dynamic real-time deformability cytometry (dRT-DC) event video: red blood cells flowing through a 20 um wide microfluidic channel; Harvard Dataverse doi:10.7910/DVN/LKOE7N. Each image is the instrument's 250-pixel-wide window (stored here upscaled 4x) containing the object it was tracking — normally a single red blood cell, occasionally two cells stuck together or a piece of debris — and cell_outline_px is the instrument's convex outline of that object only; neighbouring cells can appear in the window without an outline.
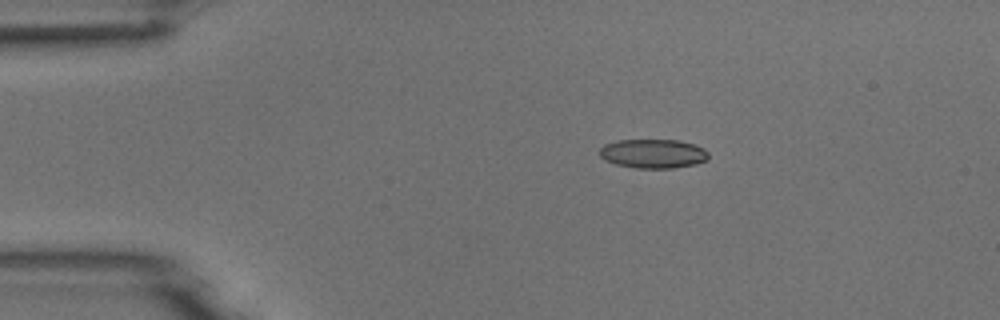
{"species": "common noctule bat (a hibernating species)", "species_latin": "Nyctalus noctula", "temperature_condition": "room temperature", "stored_images_in_passage": 8, "camera_frame_rate_fps": 3000, "um_per_image_px": 0.085, "animal": {"sex": "male", "body_mass_g": 18.8}, "frame": {"image": 1, "passage_image": 3, "time_ms": 0.667, "image_size_px": [1000, 320], "cell_outline_px": [[708, 160], [696, 164], [672, 168], [636, 168], [616, 164], [604, 160], [600, 156], [600, 148], [604, 144], [616, 140], [676, 140], [692, 144], [704, 148], [708, 152]], "centroid_in_image_um": [55.5, 13.06], "position_along_channel_um": 29.5, "area_um2": 18.5}}
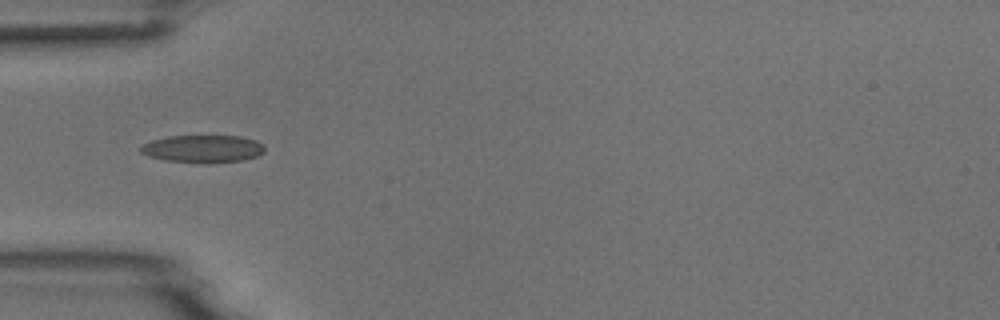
{"frame": {"image": 2, "passage_image": 5, "time_ms": 1.333, "image_size_px": [1000, 320], "cell_outline_px": [[264, 152], [256, 156], [244, 160], [212, 164], [200, 164], [168, 160], [148, 156], [140, 152], [140, 148], [144, 144], [152, 140], [168, 136], [240, 136], [256, 140], [264, 144]], "centroid_in_image_um": [17.28, 12.66], "position_along_channel_um": 67.7, "area_um2": 20.17}}
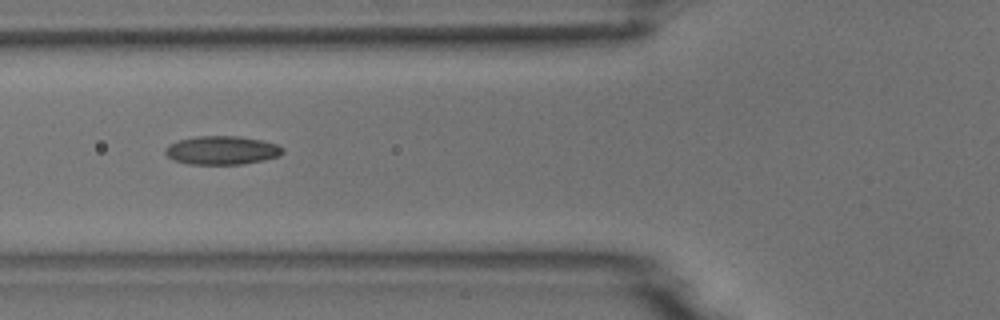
{"frame": {"image": 3, "passage_image": 6, "time_ms": 1.667, "image_size_px": [1000, 320], "cell_outline_px": [[284, 152], [280, 156], [264, 160], [244, 164], [188, 164], [172, 160], [164, 152], [164, 148], [168, 144], [180, 140], [196, 136], [240, 136], [260, 140], [276, 144], [284, 148]], "centroid_in_image_um": [18.85, 12.78], "position_along_channel_um": 106.9, "area_um2": 19.71}}